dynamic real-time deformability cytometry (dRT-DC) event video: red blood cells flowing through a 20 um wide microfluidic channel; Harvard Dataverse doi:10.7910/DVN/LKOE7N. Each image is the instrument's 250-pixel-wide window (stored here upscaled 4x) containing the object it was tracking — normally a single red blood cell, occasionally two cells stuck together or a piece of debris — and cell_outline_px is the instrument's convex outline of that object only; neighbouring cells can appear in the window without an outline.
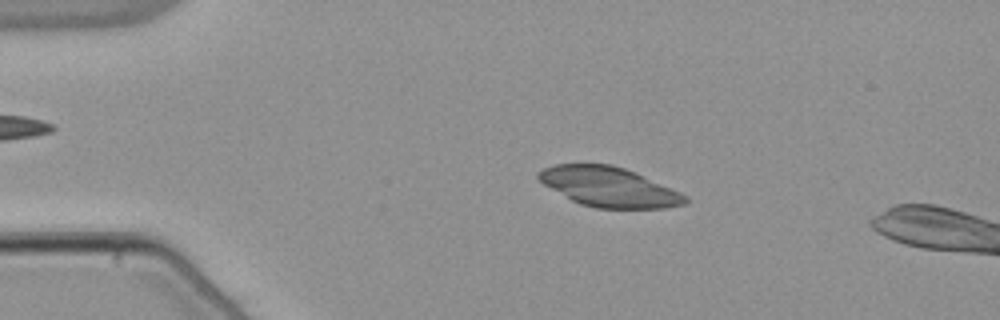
{"species": "common noctule bat (a hibernating species)", "species_latin": "Nyctalus noctula", "temperature_condition": "warm", "stored_images_in_passage": 53, "camera_frame_rate_fps": 3000, "um_per_image_px": 0.085, "animal": {"sex": "male", "body_mass_g": 21.5, "forearm_length_mm": 52.0}, "frame": {"image": 1, "passage_image": 10, "time_ms": 3.0, "image_size_px": [1000, 320], "cell_outline_px": [[688, 200], [684, 204], [664, 208], [596, 208], [580, 204], [572, 200], [544, 184], [536, 176], [544, 168], [552, 164], [612, 164], [636, 172], [680, 192], [688, 196]], "centroid_in_image_um": [51.78, 15.88], "position_along_channel_um": 33.2, "area_um2": 33.7}}